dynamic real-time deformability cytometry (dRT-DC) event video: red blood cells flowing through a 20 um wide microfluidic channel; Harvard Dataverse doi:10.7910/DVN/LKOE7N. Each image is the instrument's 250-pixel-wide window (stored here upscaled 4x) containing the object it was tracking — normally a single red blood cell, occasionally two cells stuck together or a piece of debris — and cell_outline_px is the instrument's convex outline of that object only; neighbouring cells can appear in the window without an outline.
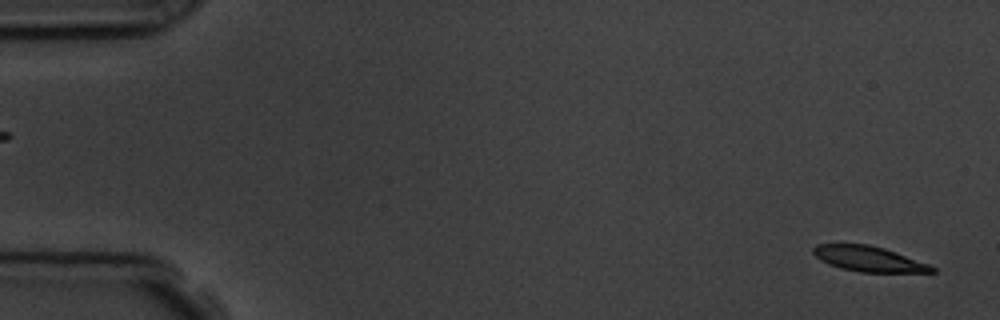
{"species": "common noctule bat (a hibernating species)", "species_latin": "Nyctalus noctula", "temperature_condition": "room temperature", "stored_images_in_passage": 2, "camera_frame_rate_fps": 3000, "um_per_image_px": 0.085, "animal": {"sex": "male", "body_mass_g": 19.5, "forearm_length_mm": 54.6}, "frame": {"image": 1, "passage_image": 2, "time_ms": 1.333, "image_size_px": [1000, 320], "cell_outline_px": [[936, 272], [860, 272], [840, 268], [828, 264], [820, 260], [812, 252], [812, 248], [816, 244], [868, 244], [884, 248], [896, 252], [928, 264], [936, 268]], "centroid_in_image_um": [73.81, 22.0], "position_along_channel_um": 11.2, "area_um2": 17.46}}